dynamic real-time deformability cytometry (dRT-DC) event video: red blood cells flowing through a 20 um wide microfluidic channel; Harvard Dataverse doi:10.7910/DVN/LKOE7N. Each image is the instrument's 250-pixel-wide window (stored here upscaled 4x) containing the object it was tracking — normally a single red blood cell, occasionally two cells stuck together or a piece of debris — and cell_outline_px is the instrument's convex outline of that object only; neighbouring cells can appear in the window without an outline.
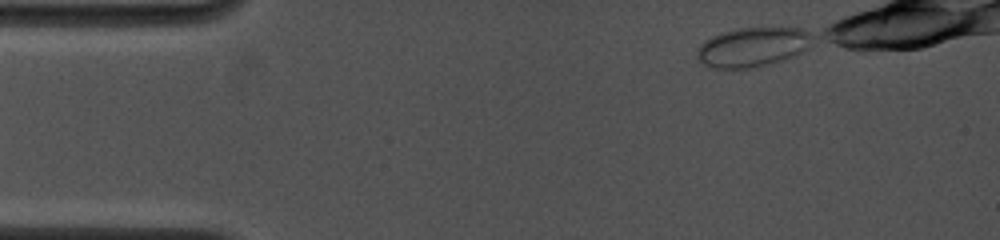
{"species": "common noctule bat (a hibernating species)", "species_latin": "Nyctalus noctula", "temperature_condition": "cold", "stored_images_in_passage": 1, "camera_frame_rate_fps": 4500, "um_per_image_px": 0.085, "animal": {"sex": "female", "body_mass_g": 19.0, "forearm_length_mm": 53.3}, "frame": {"image": 1, "passage_image": 1, "time_ms": 0.0, "image_size_px": [1000, 240], "cell_outline_px": [[816, 40], [808, 48], [796, 56], [784, 60], [768, 64], [748, 68], [712, 68], [704, 64], [696, 56], [696, 52], [700, 44], [704, 40], [720, 32], [740, 28], [804, 28], [816, 36]], "centroid_in_image_um": [64.04, 3.99], "position_along_channel_um": 21.0, "area_um2": 26.93}}